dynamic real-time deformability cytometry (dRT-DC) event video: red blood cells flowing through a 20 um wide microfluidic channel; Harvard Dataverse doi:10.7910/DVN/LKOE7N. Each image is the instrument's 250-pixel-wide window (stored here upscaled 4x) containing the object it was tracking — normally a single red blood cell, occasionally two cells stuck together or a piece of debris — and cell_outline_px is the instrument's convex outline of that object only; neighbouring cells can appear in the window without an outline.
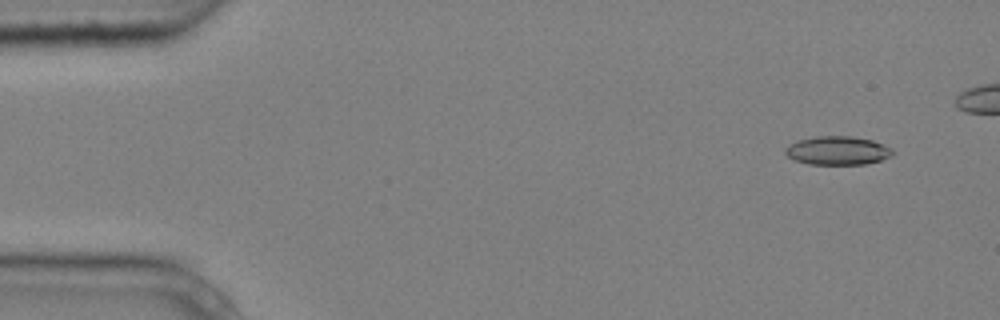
{"species": "common noctule bat (a hibernating species)", "species_latin": "Nyctalus noctula", "temperature_condition": "cold", "stored_images_in_passage": 5, "camera_frame_rate_fps": 3000, "um_per_image_px": 0.085, "animal": {"sex": "male", "body_mass_g": 20.4}, "frame": {"image": 1, "passage_image": 1, "time_ms": 0.0, "image_size_px": [1000, 320], "cell_outline_px": [[896, 152], [892, 156], [880, 160], [864, 164], [808, 164], [796, 160], [788, 156], [784, 152], [784, 148], [788, 144], [796, 140], [816, 136], [852, 136], [872, 140], [884, 144], [892, 148]], "centroid_in_image_um": [71.2, 12.79], "position_along_channel_um": 13.8, "area_um2": 18.09}}